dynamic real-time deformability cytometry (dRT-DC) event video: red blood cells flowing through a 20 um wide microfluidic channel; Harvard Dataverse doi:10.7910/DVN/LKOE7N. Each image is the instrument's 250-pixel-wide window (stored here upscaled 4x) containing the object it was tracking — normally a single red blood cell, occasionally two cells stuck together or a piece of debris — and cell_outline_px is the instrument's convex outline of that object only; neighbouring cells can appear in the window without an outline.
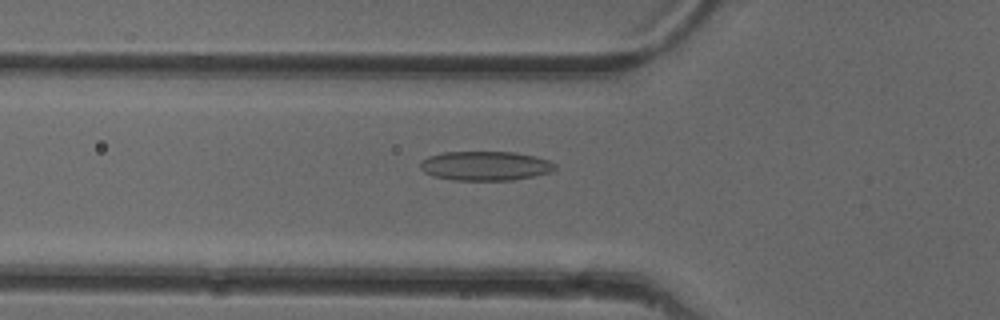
{"species": "common noctule bat (a hibernating species)", "species_latin": "Nyctalus noctula", "temperature_condition": "cold", "stored_images_in_passage": 39, "camera_frame_rate_fps": 3000, "um_per_image_px": 0.085, "animal": {"sex": "female"}, "frame": {"image": 1, "passage_image": 5, "time_ms": 1.333, "image_size_px": [1000, 320], "cell_outline_px": [[556, 168], [552, 172], [512, 180], [452, 180], [432, 176], [424, 172], [420, 168], [420, 160], [428, 156], [444, 152], [516, 152], [548, 160], [556, 164]], "centroid_in_image_um": [41.22, 14.1], "position_along_channel_um": 84.6, "area_um2": 23.06}}
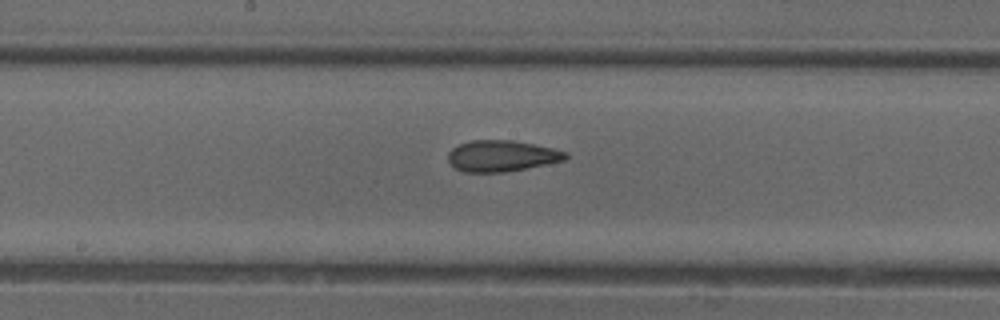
{"frame": {"image": 2, "passage_image": 14, "time_ms": 4.333, "image_size_px": [1000, 320], "cell_outline_px": [[568, 156], [564, 160], [548, 164], [504, 172], [464, 172], [456, 168], [448, 160], [448, 152], [452, 148], [460, 144], [472, 140], [512, 140], [552, 148], [568, 152]], "centroid_in_image_um": [42.65, 13.25], "position_along_channel_um": 205.6, "area_um2": 21.21}}
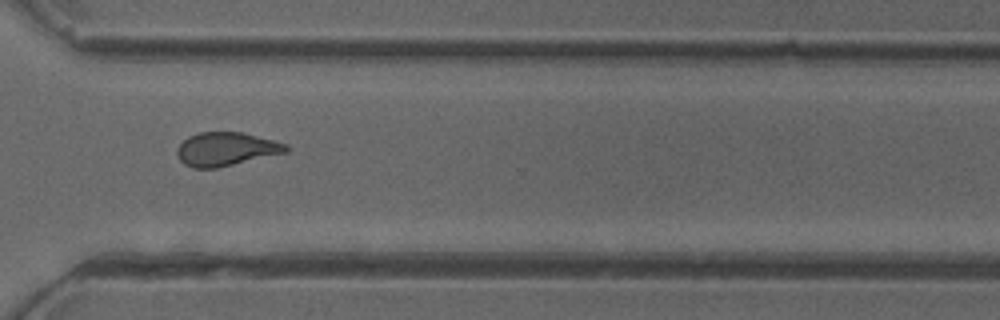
{"frame": {"image": 3, "passage_image": 25, "time_ms": 8.0, "image_size_px": [1000, 320], "cell_outline_px": [[288, 152], [216, 168], [192, 168], [184, 164], [180, 160], [176, 152], [176, 148], [188, 136], [200, 132], [244, 132], [288, 144]], "centroid_in_image_um": [19.21, 12.67], "position_along_channel_um": 351.4, "area_um2": 21.39}, "authors_computed_cell_mechanics": {"area_um2": 21.1548, "velocity_mm_per_s": 3.9933, "shape_relaxation_time_tau1_ms": null, "shape_relaxation_time_tau2_ms": 2.2865, "deformation_change_tau1": null, "deformation_change_tau2": 0.1006}}